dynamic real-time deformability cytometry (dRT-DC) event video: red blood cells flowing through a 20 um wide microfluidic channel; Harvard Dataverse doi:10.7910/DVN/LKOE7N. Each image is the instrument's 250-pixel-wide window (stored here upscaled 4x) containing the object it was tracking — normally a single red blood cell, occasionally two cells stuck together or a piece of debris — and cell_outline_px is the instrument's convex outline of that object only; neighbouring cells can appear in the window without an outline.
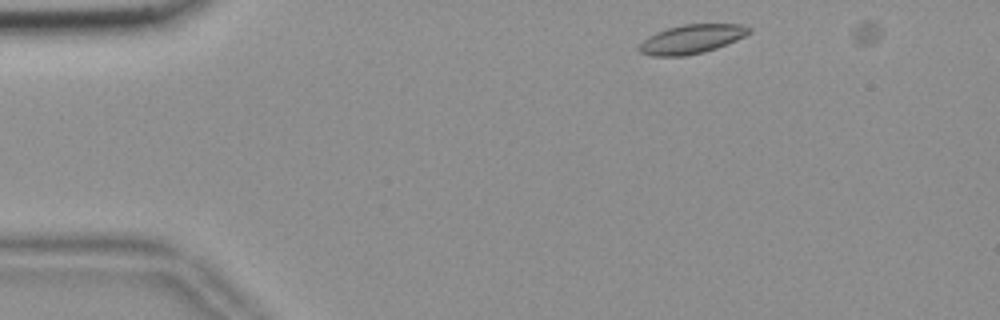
{"species": "common noctule bat (a hibernating species)", "species_latin": "Nyctalus noctula", "temperature_condition": "room temperature", "stored_images_in_passage": 43, "camera_frame_rate_fps": 3000, "um_per_image_px": 0.085, "animal": {"sex": "female", "body_mass_g": 18.4}, "frame": {"image": 1, "passage_image": 2, "time_ms": 0.333, "image_size_px": [1000, 320], "cell_outline_px": [[752, 32], [736, 40], [716, 48], [704, 52], [684, 56], [652, 56], [640, 52], [640, 44], [648, 36], [656, 32], [668, 28], [684, 24], [740, 24], [752, 28]], "centroid_in_image_um": [58.81, 3.32], "position_along_channel_um": 26.2, "area_um2": 18.44}}
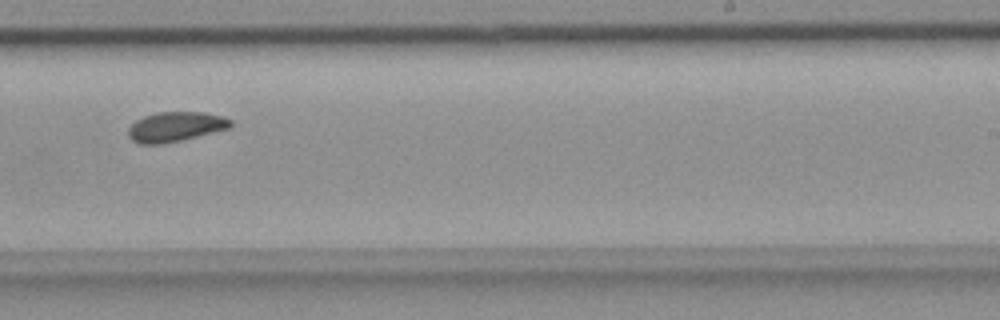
{"frame": {"image": 2, "passage_image": 28, "time_ms": 9.0, "image_size_px": [1000, 320], "cell_outline_px": [[232, 128], [180, 140], [160, 144], [140, 144], [132, 140], [128, 136], [128, 128], [136, 120], [144, 116], [156, 112], [204, 112], [220, 116], [232, 120]], "centroid_in_image_um": [14.91, 10.77], "position_along_channel_um": 274.1, "area_um2": 17.74}}
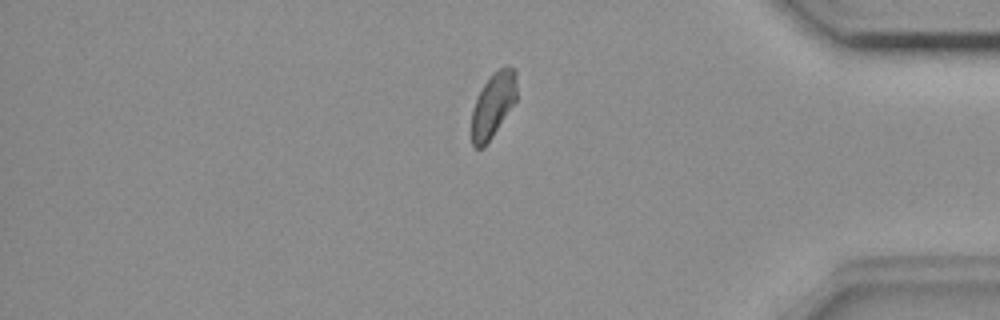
{"frame": {"image": 3, "passage_image": 40, "time_ms": 13.0, "image_size_px": [1000, 320], "cell_outline_px": [[516, 100], [484, 148], [476, 148], [472, 144], [472, 108], [484, 84], [492, 72], [508, 64], [516, 68]], "centroid_in_image_um": [41.92, 8.88], "position_along_channel_um": 393.3, "area_um2": 16.94}}